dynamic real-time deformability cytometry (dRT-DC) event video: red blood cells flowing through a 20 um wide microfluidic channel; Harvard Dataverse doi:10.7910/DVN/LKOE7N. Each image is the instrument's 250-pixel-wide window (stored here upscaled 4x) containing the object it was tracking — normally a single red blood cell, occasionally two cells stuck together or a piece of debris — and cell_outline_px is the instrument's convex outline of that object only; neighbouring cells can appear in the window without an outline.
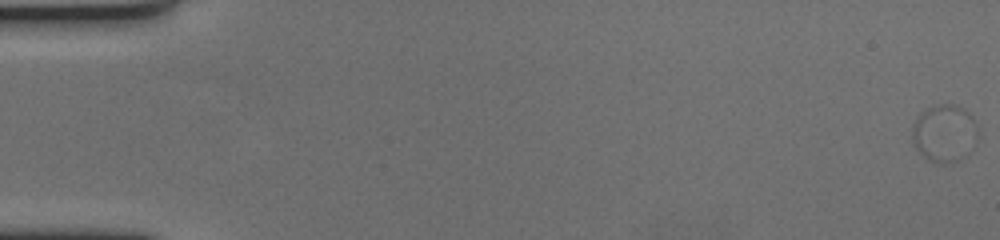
{"species": "human", "species_latin": "Homo sapiens", "temperature_condition": "cold", "stored_images_in_passage": 16, "camera_frame_rate_fps": 3000, "um_per_image_px": 0.085, "donor": {"sex": "female"}, "frame": {"image": 1, "passage_image": 1, "time_ms": 0.0, "image_size_px": [1000, 240], "cell_outline_px": [[976, 140], [968, 152], [964, 156], [956, 160], [944, 164], [932, 160], [924, 156], [916, 148], [912, 140], [912, 124], [916, 116], [920, 112], [936, 104], [956, 104], [964, 108], [972, 116], [976, 124]], "centroid_in_image_um": [80.24, 11.27], "position_along_channel_um": 4.8, "area_um2": 21.85}}